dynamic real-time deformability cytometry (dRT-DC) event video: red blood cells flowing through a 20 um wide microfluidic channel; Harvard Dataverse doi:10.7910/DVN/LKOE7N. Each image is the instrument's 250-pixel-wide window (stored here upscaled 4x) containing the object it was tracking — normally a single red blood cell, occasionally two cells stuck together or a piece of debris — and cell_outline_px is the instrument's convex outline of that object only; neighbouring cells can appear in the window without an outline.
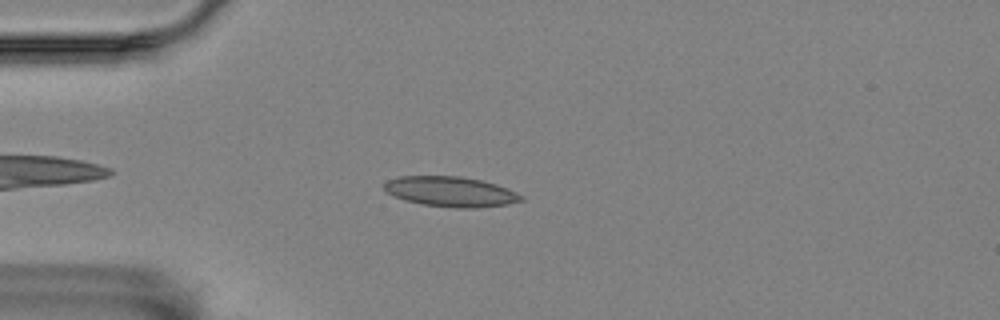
{"species": "Egyptian fruit bat (a non-hibernating species)", "species_latin": "Rousettus aegyptiacus", "temperature_condition": "room temperature", "stored_images_in_passage": 48, "camera_frame_rate_fps": 3000, "um_per_image_px": 0.085, "animal": {"sex": "female"}, "frame": {"image": 1, "passage_image": 6, "time_ms": 1.667, "image_size_px": [1000, 320], "cell_outline_px": [[524, 200], [508, 204], [476, 208], [456, 208], [420, 204], [404, 200], [388, 192], [384, 188], [384, 184], [388, 180], [400, 176], [460, 176], [480, 180], [496, 184], [508, 188], [524, 196]], "centroid_in_image_um": [38.34, 16.29], "position_along_channel_um": 46.7, "area_um2": 24.04}}
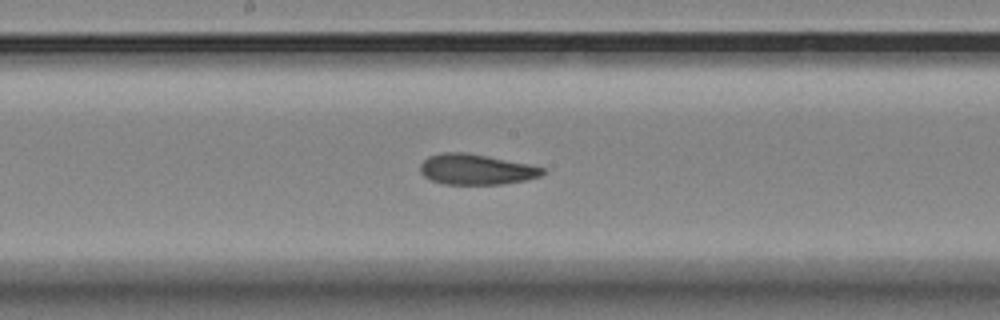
{"frame": {"image": 2, "passage_image": 21, "time_ms": 6.667, "image_size_px": [1000, 320], "cell_outline_px": [[544, 172], [540, 176], [524, 180], [500, 184], [444, 184], [432, 180], [424, 176], [420, 172], [420, 164], [428, 156], [440, 152], [464, 152], [488, 156], [528, 164], [544, 168]], "centroid_in_image_um": [40.42, 14.39], "position_along_channel_um": 207.8, "area_um2": 21.62}}
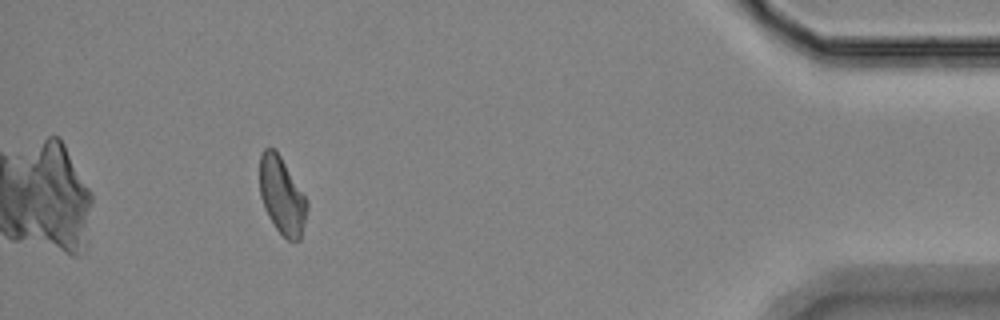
{"frame": {"image": 3, "passage_image": 43, "time_ms": 14.0, "image_size_px": [1000, 320], "cell_outline_px": [[308, 208], [300, 240], [288, 240], [276, 228], [268, 216], [264, 208], [260, 196], [260, 156], [264, 148], [276, 148], [308, 200]], "centroid_in_image_um": [23.97, 16.61], "position_along_channel_um": 411.2, "area_um2": 21.39}, "authors_computed_cell_mechanics": {"area_um2": 22.0507, "velocity_mm_per_s": 3.5227, "shape_relaxation_time_tau1_ms": 8.534, "shape_relaxation_time_tau2_ms": 2.2701, "deformation_change_tau1": 0.1562, "deformation_change_tau2": 0.0911}}